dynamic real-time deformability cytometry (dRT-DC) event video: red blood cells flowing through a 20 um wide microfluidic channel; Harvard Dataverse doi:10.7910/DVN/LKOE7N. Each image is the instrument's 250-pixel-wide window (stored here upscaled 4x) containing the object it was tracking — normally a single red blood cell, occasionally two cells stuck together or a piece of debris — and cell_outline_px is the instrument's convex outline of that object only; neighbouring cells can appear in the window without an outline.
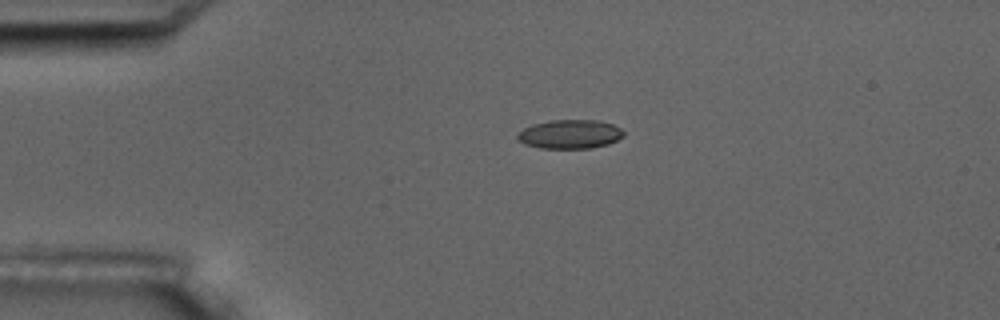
{"species": "common noctule bat (a hibernating species)", "species_latin": "Nyctalus noctula", "temperature_condition": "room temperature", "stored_images_in_passage": 2, "camera_frame_rate_fps": 3000, "um_per_image_px": 0.085, "animal": {"sex": "male", "body_mass_g": 17.5, "forearm_length_mm": 52.3}, "frame": {"image": 1, "passage_image": 1, "time_ms": 0.0, "image_size_px": [1000, 320], "cell_outline_px": [[624, 136], [608, 144], [592, 148], [540, 148], [524, 144], [516, 136], [524, 128], [532, 124], [552, 120], [600, 120], [612, 124], [620, 128], [624, 132]], "centroid_in_image_um": [48.46, 11.4], "position_along_channel_um": 36.5, "area_um2": 17.86}}